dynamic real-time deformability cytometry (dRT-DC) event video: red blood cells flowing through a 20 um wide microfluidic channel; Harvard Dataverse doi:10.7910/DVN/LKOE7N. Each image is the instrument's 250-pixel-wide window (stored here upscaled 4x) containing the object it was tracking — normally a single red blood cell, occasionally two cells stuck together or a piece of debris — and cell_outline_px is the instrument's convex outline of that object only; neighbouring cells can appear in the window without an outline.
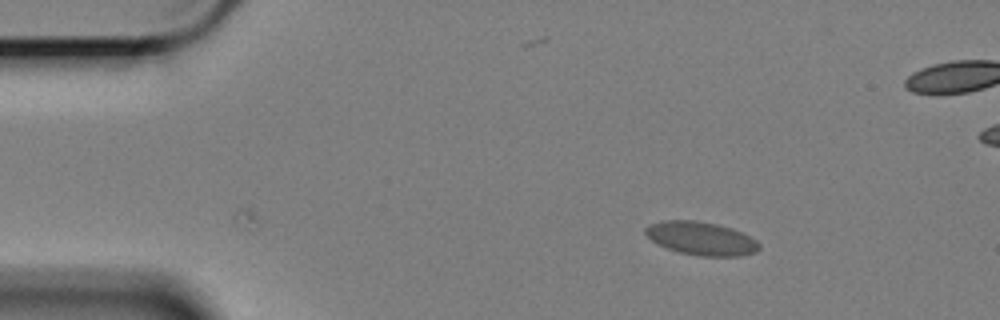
{"species": "Egyptian fruit bat (a non-hibernating species)", "species_latin": "Rousettus aegyptiacus", "temperature_condition": "cold", "stored_images_in_passage": 23, "camera_frame_rate_fps": 3000, "um_per_image_px": 0.085, "animal": {"sex": "female"}, "frame": {"image": 1, "passage_image": 1, "time_ms": 0.0, "image_size_px": [1000, 320], "cell_outline_px": [[760, 248], [756, 252], [740, 256], [696, 256], [680, 252], [668, 248], [652, 240], [644, 232], [644, 228], [648, 224], [664, 220], [696, 220], [716, 224], [732, 228], [756, 240], [760, 244]], "centroid_in_image_um": [59.6, 20.26], "position_along_channel_um": 25.4, "area_um2": 22.02}}
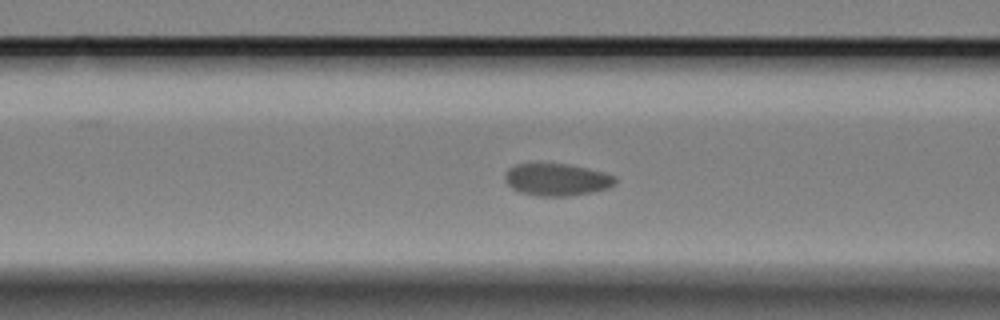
{"frame": {"image": 2, "passage_image": 15, "time_ms": 4.667, "image_size_px": [1000, 320], "cell_outline_px": [[616, 184], [608, 188], [592, 192], [568, 196], [540, 196], [520, 192], [512, 188], [504, 180], [504, 172], [508, 168], [516, 164], [568, 164], [588, 168], [604, 172], [616, 176]], "centroid_in_image_um": [47.33, 15.26], "position_along_channel_um": 119.3, "area_um2": 20.81}}
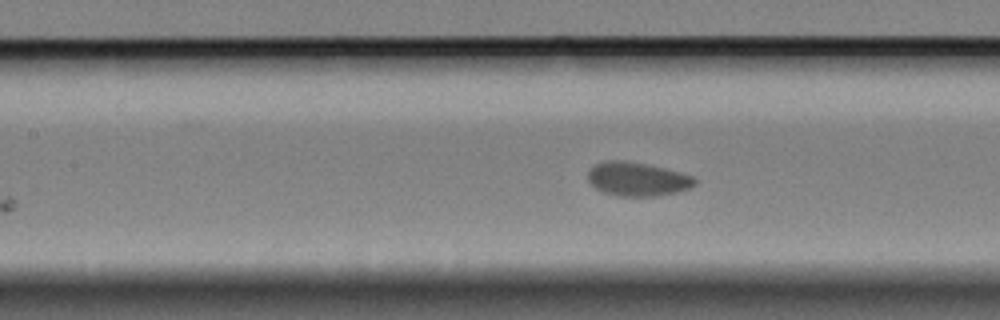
{"frame": {"image": 3, "passage_image": 18, "time_ms": 5.667, "image_size_px": [1000, 320], "cell_outline_px": [[696, 184], [688, 188], [676, 192], [656, 196], [620, 196], [604, 192], [596, 188], [588, 180], [588, 168], [596, 164], [608, 160], [624, 160], [664, 168], [680, 172], [692, 176], [696, 180]], "centroid_in_image_um": [54.15, 15.22], "position_along_channel_um": 153.2, "area_um2": 20.87}}